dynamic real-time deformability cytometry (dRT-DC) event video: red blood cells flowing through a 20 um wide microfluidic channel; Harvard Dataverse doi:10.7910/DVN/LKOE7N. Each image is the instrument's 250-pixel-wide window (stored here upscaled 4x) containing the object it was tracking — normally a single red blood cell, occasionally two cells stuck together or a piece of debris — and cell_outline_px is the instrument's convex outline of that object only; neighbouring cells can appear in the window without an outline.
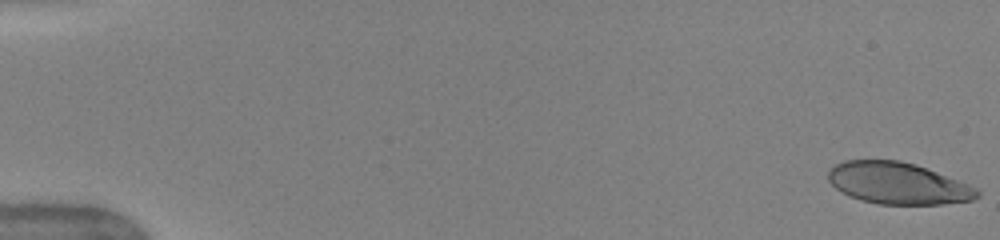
{"species": "human", "species_latin": "Homo sapiens", "temperature_condition": "warm", "stored_images_in_passage": 26, "camera_frame_rate_fps": 3000, "um_per_image_px": 0.085, "donor": {"sex": "female"}, "frame": {"image": 1, "passage_image": 1, "time_ms": 0.0, "image_size_px": [1000, 240], "cell_outline_px": [[980, 196], [972, 200], [940, 204], [876, 204], [860, 200], [848, 196], [840, 192], [828, 180], [828, 168], [844, 160], [900, 160], [916, 164], [968, 184], [976, 188], [980, 192]], "centroid_in_image_um": [76.28, 15.58], "position_along_channel_um": 8.7, "area_um2": 36.3}}